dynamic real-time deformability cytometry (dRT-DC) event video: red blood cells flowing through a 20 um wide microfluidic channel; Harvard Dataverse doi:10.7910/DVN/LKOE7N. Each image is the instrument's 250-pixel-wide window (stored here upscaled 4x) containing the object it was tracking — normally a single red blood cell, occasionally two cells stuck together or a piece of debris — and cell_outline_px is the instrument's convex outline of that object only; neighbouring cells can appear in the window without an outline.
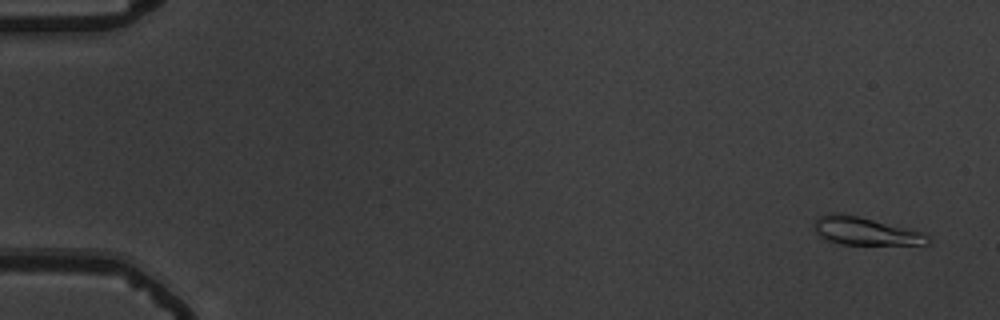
{"species": "common noctule bat (a hibernating species)", "species_latin": "Nyctalus noctula", "temperature_condition": "warm", "stored_images_in_passage": 57, "camera_frame_rate_fps": 3000, "um_per_image_px": 0.085, "animal": {"sex": "male", "body_mass_g": 19.5, "forearm_length_mm": 54.6}, "frame": {"image": 1, "passage_image": 3, "time_ms": 0.667, "image_size_px": [1000, 320], "cell_outline_px": [[932, 240], [928, 244], [840, 244], [828, 240], [820, 236], [816, 232], [816, 216], [828, 212], [832, 212], [856, 216], [920, 232], [928, 236]], "centroid_in_image_um": [73.5, 19.65], "position_along_channel_um": 11.5, "area_um2": 17.86}}
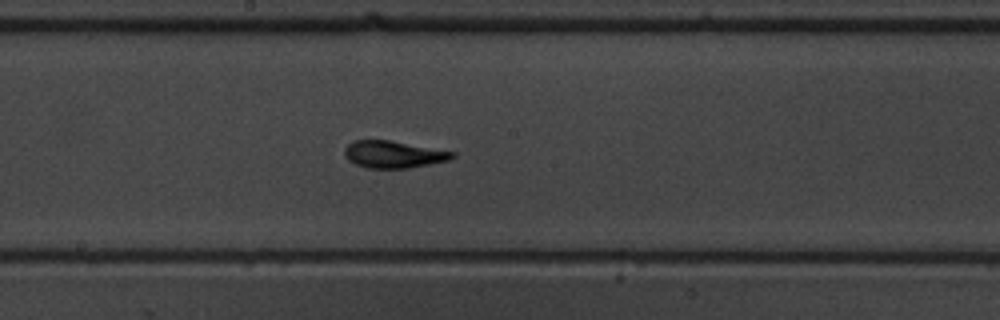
{"frame": {"image": 2, "passage_image": 32, "time_ms": 10.333, "image_size_px": [1000, 320], "cell_outline_px": [[456, 156], [448, 160], [408, 168], [368, 168], [356, 164], [348, 160], [344, 152], [344, 148], [352, 140], [388, 140], [456, 152]], "centroid_in_image_um": [33.43, 13.12], "position_along_channel_um": 214.8, "area_um2": 16.88}}
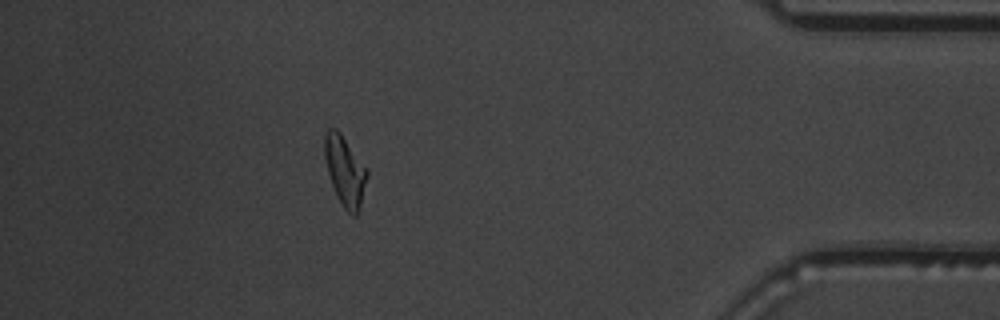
{"frame": {"image": 3, "passage_image": 51, "time_ms": 16.667, "image_size_px": [1000, 320], "cell_outline_px": [[368, 176], [360, 208], [356, 216], [352, 216], [344, 208], [336, 196], [328, 172], [324, 156], [324, 132], [328, 128], [336, 128], [340, 132], [368, 168]], "centroid_in_image_um": [29.33, 14.51], "position_along_channel_um": 405.9, "area_um2": 17.51}, "authors_computed_cell_mechanics": {"area_um2": 17.051, "velocity_mm_per_s": 3.6695, "shape_relaxation_time_tau1_ms": 5.0709, "shape_relaxation_time_tau2_ms": 1.4859, "deformation_change_tau1": 0.1862, "deformation_change_tau2": 0.0832}}